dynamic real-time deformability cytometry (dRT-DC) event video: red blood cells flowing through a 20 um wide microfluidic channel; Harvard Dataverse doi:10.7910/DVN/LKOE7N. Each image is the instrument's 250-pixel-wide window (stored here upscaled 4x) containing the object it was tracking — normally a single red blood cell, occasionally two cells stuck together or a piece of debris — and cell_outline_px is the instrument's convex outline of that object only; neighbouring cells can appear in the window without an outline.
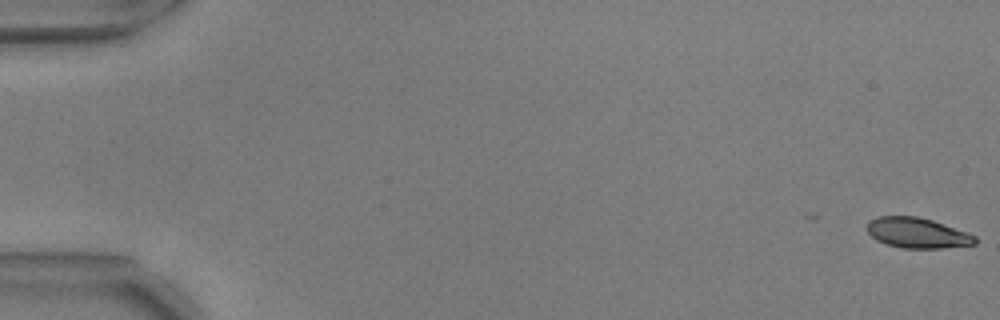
{"species": "common noctule bat (a hibernating species)", "species_latin": "Nyctalus noctula", "temperature_condition": "warm", "stored_images_in_passage": 21, "camera_frame_rate_fps": 3000, "um_per_image_px": 0.085, "animal": {"sex": "male", "body_mass_g": 17.9, "forearm_length_mm": 54.2}, "frame": {"image": 1, "passage_image": 1, "time_ms": 0.0, "image_size_px": [1000, 320], "cell_outline_px": [[976, 244], [940, 248], [900, 248], [876, 240], [868, 232], [868, 220], [876, 216], [916, 216], [932, 220], [968, 232], [976, 236]], "centroid_in_image_um": [77.97, 19.79], "position_along_channel_um": 7.0, "area_um2": 19.07}}
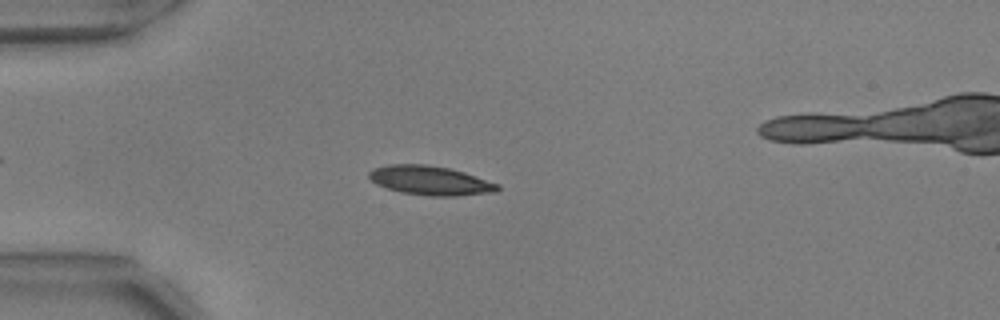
{"frame": {"image": 2, "passage_image": 16, "time_ms": 5.0, "image_size_px": [1000, 320], "cell_outline_px": [[500, 188], [496, 192], [456, 196], [428, 196], [400, 192], [376, 184], [368, 176], [368, 172], [372, 168], [388, 164], [424, 164], [448, 168], [464, 172], [500, 184]], "centroid_in_image_um": [36.57, 15.34], "position_along_channel_um": 48.4, "area_um2": 21.96}}